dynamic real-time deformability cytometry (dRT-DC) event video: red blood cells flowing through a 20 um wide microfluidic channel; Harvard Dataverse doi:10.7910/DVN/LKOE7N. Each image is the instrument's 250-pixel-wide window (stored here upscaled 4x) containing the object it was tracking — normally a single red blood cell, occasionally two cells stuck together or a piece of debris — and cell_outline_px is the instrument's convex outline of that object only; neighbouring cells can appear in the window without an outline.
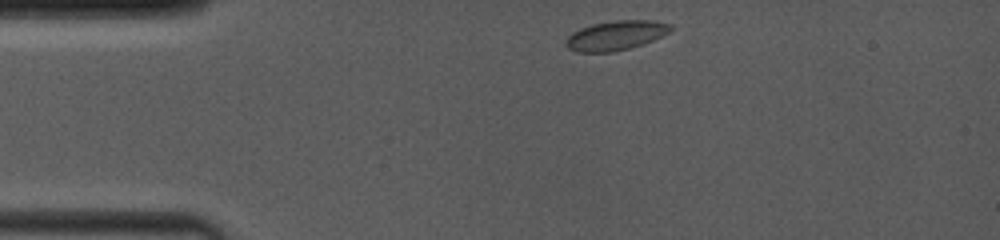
{"species": "common noctule bat (a hibernating species)", "species_latin": "Nyctalus noctula", "temperature_condition": "room temperature", "stored_images_in_passage": 8, "camera_frame_rate_fps": 4000, "um_per_image_px": 0.085, "animal": {"sex": "female", "body_mass_g": 19.0, "forearm_length_mm": 53.3}, "frame": {"image": 1, "passage_image": 1, "time_ms": 0.0, "image_size_px": [1000, 240], "cell_outline_px": [[672, 28], [668, 32], [644, 44], [612, 52], [576, 52], [568, 48], [564, 44], [568, 36], [572, 32], [580, 28], [592, 24], [616, 20], [656, 20], [672, 24]], "centroid_in_image_um": [52.33, 3.0], "position_along_channel_um": 32.7, "area_um2": 18.03}}
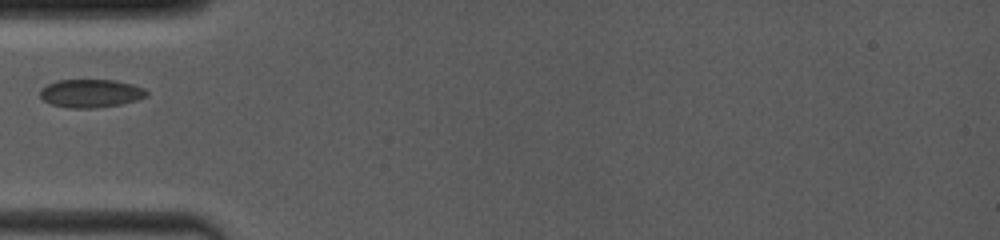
{"frame": {"image": 2, "passage_image": 6, "time_ms": 2.25, "image_size_px": [1000, 240], "cell_outline_px": [[148, 96], [136, 100], [120, 104], [96, 108], [68, 108], [52, 104], [44, 100], [40, 96], [40, 88], [56, 80], [112, 80], [132, 84], [144, 88], [148, 92]], "centroid_in_image_um": [7.71, 7.93], "position_along_channel_um": 77.3, "area_um2": 17.51}}
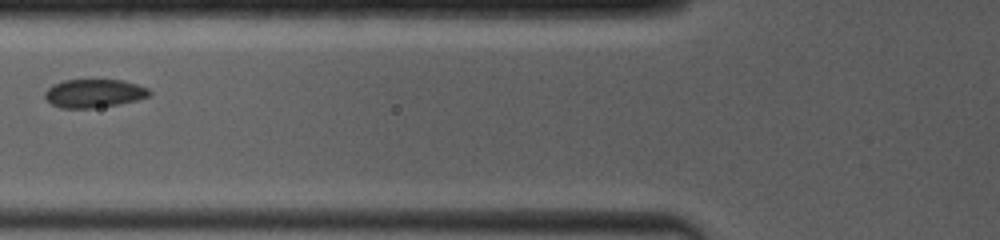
{"frame": {"image": 3, "passage_image": 7, "time_ms": 3.25, "image_size_px": [1000, 240], "cell_outline_px": [[152, 96], [120, 104], [92, 108], [60, 108], [52, 104], [44, 96], [44, 92], [52, 84], [64, 80], [124, 80], [148, 88], [152, 92]], "centroid_in_image_um": [8.01, 7.93], "position_along_channel_um": 117.8, "area_um2": 17.4}}